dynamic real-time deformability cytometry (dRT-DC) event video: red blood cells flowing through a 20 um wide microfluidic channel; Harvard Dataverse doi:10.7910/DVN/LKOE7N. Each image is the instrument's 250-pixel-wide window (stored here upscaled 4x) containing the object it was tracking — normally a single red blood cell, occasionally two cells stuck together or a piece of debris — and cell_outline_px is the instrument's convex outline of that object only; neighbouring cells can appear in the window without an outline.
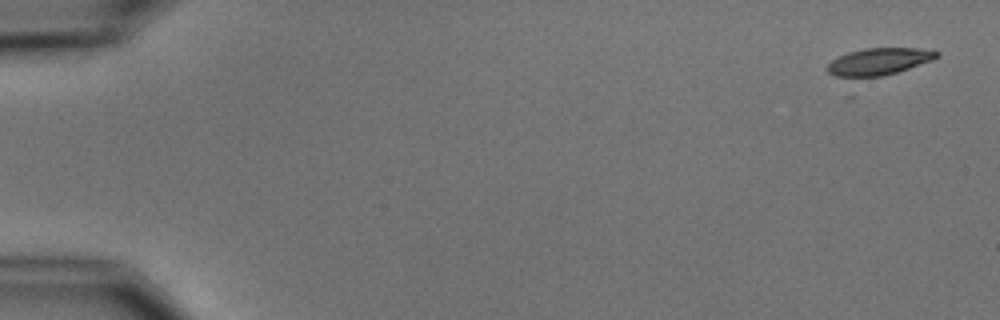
{"species": "common noctule bat (a hibernating species)", "species_latin": "Nyctalus noctula", "temperature_condition": "cold", "stored_images_in_passage": 5, "camera_frame_rate_fps": 3000, "um_per_image_px": 0.085, "animal": {"sex": "male", "body_mass_g": 15.6}, "frame": {"image": 1, "passage_image": 1, "time_ms": 0.0, "image_size_px": [1000, 320], "cell_outline_px": [[940, 56], [932, 60], [884, 76], [852, 80], [848, 80], [836, 76], [828, 72], [828, 64], [832, 60], [848, 52], [864, 48], [916, 48], [940, 52]], "centroid_in_image_um": [74.64, 5.27], "position_along_channel_um": 10.4, "area_um2": 17.57}}
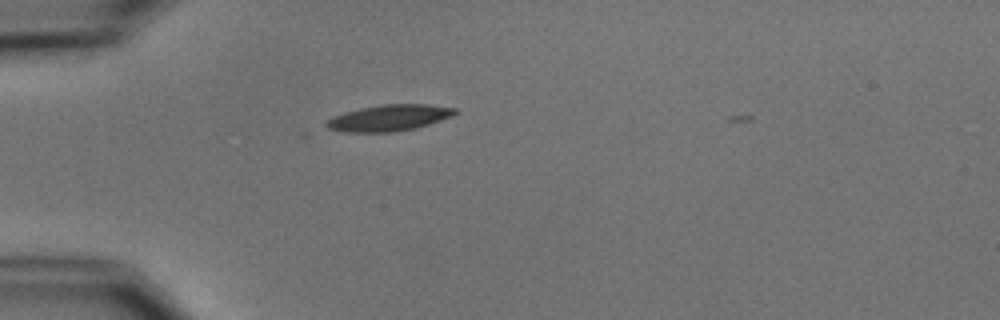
{"frame": {"image": 2, "passage_image": 5, "time_ms": 4.667, "image_size_px": [1000, 320], "cell_outline_px": [[456, 112], [452, 116], [428, 124], [412, 128], [392, 132], [344, 132], [328, 128], [324, 124], [332, 116], [344, 112], [360, 108], [384, 104], [428, 104], [456, 108]], "centroid_in_image_um": [33.03, 10.01], "position_along_channel_um": 52.0, "area_um2": 19.48}}